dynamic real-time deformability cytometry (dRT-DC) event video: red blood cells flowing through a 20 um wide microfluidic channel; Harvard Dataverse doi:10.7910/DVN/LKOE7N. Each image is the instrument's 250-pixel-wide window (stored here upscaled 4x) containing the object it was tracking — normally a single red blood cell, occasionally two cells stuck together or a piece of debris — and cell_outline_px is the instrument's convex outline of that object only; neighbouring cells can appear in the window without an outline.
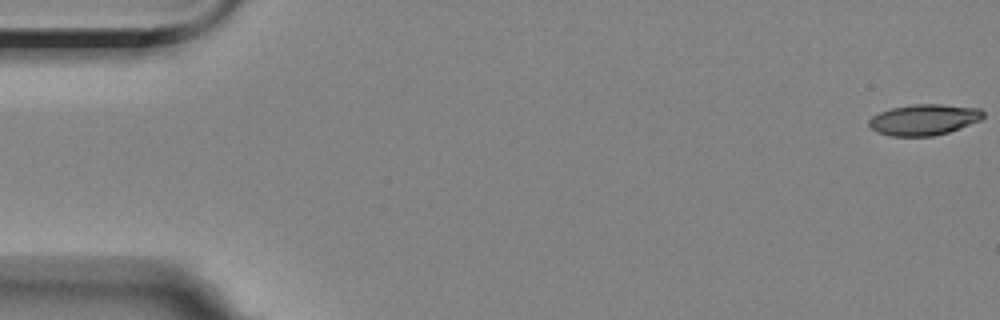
{"species": "Egyptian fruit bat (a non-hibernating species)", "species_latin": "Rousettus aegyptiacus", "temperature_condition": "room temperature", "stored_images_in_passage": 10, "camera_frame_rate_fps": 3000, "um_per_image_px": 0.085, "animal": {"sex": "female"}, "frame": {"image": 1, "passage_image": 1, "time_ms": 0.0, "image_size_px": [1000, 320], "cell_outline_px": [[984, 116], [980, 120], [960, 128], [948, 132], [932, 136], [892, 136], [876, 132], [868, 124], [868, 120], [872, 116], [880, 112], [892, 108], [912, 104], [940, 104], [980, 108], [984, 112]], "centroid_in_image_um": [78.53, 10.17], "position_along_channel_um": 6.5, "area_um2": 20.58}}
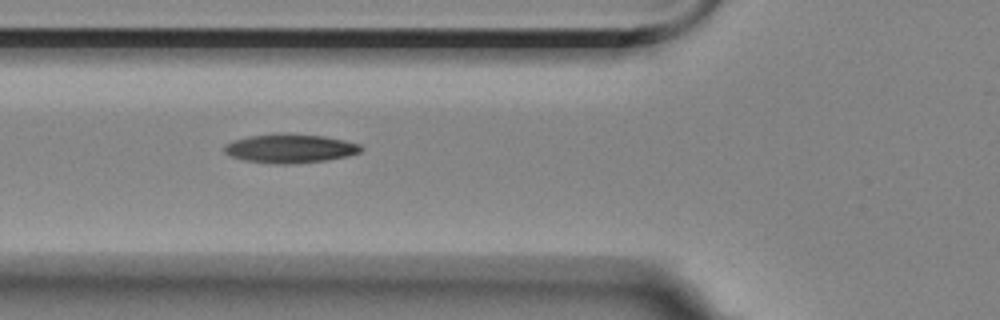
{"frame": {"image": 2, "passage_image": 7, "time_ms": 6.667, "image_size_px": [1000, 320], "cell_outline_px": [[364, 148], [360, 152], [348, 156], [328, 160], [292, 164], [272, 164], [244, 160], [232, 156], [224, 152], [224, 144], [232, 140], [248, 136], [280, 132], [288, 132], [324, 136], [344, 140], [360, 144]], "centroid_in_image_um": [24.65, 12.6], "position_along_channel_um": 101.1, "area_um2": 23.52}}
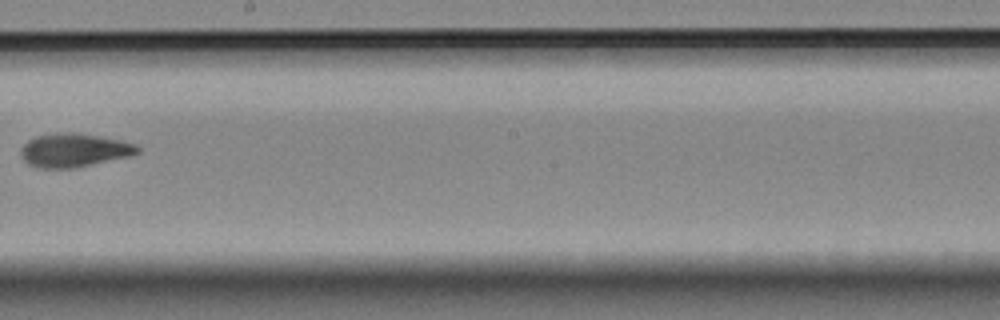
{"frame": {"image": 3, "passage_image": 10, "time_ms": 10.667, "image_size_px": [1000, 320], "cell_outline_px": [[140, 152], [132, 156], [72, 168], [40, 168], [28, 164], [20, 156], [20, 148], [28, 140], [36, 136], [60, 132], [80, 132], [120, 140], [136, 144], [140, 148]], "centroid_in_image_um": [6.3, 12.76], "position_along_channel_um": 241.9, "area_um2": 23.06}}